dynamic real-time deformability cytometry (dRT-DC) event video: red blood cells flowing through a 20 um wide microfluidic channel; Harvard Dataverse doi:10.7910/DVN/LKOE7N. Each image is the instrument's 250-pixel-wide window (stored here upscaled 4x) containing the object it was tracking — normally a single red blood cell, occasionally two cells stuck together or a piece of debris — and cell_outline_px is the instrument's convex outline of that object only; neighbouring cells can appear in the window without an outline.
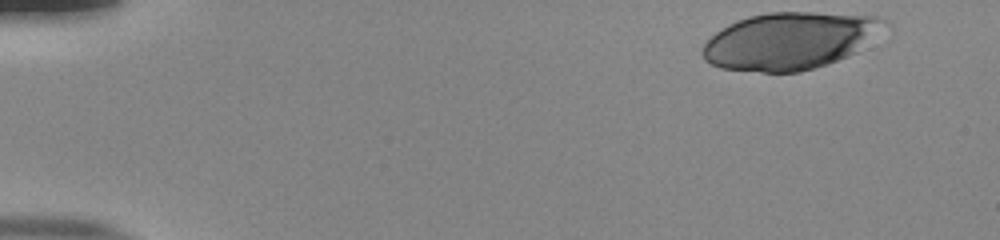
{"species": "human", "species_latin": "Homo sapiens", "temperature_condition": "room temperature", "stored_images_in_passage": 49, "camera_frame_rate_fps": 3000, "um_per_image_px": 0.085, "donor": {"sex": "male"}, "frame": {"image": 1, "passage_image": 1, "time_ms": 0.0, "image_size_px": [1000, 240], "cell_outline_px": [[876, 20], [856, 52], [848, 56], [800, 72], [764, 72], [720, 68], [704, 60], [700, 52], [704, 44], [716, 32], [740, 20], [752, 16], [768, 12], [812, 12], [860, 16]], "centroid_in_image_um": [66.82, 3.52], "position_along_channel_um": 18.2, "area_um2": 57.4}}
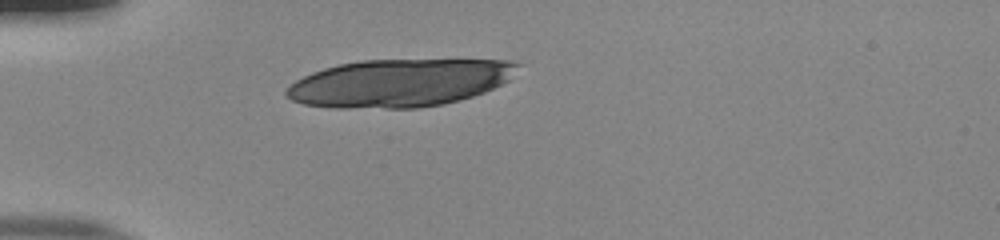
{"frame": {"image": 2, "passage_image": 12, "time_ms": 3.667, "image_size_px": [1000, 240], "cell_outline_px": [[520, 64], [508, 80], [484, 92], [460, 100], [444, 104], [420, 108], [332, 108], [304, 104], [292, 100], [284, 92], [296, 80], [312, 72], [324, 68], [340, 64], [364, 60], [504, 60]], "centroid_in_image_um": [33.92, 7.06], "position_along_channel_um": 51.1, "area_um2": 63.93}}